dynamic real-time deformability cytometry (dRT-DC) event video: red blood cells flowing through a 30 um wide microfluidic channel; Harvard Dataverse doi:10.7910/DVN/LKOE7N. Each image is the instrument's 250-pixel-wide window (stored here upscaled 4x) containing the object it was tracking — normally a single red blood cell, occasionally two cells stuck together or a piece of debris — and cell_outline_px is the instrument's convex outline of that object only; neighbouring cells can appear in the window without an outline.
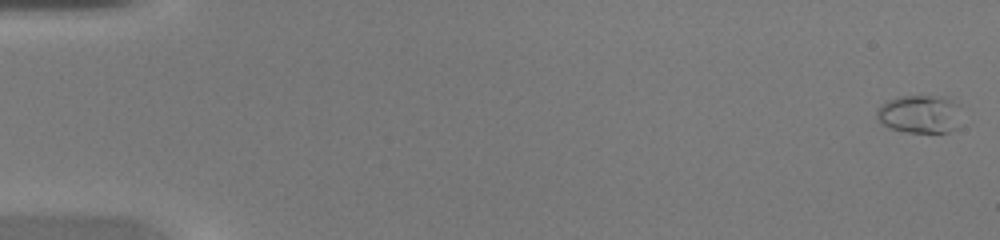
{"species": "common noctule bat (a hibernating species)", "species_latin": "Nyctalus noctula", "temperature_condition": "warm", "stored_images_in_passage": 14, "camera_frame_rate_fps": 3000, "um_per_image_px": 0.085, "animal": {"sex": "female", "body_mass_g": 20.0, "forearm_length_mm": 54.0}, "frame": {"image": 1, "passage_image": 1, "time_ms": 0.0, "image_size_px": [1000, 240], "cell_outline_px": [[960, 104], [956, 128], [948, 132], [908, 132], [892, 128], [884, 124], [876, 116], [876, 108], [888, 100], [900, 96], [948, 96]], "centroid_in_image_um": [78.19, 9.67], "position_along_channel_um": 6.8, "area_um2": 18.79}}
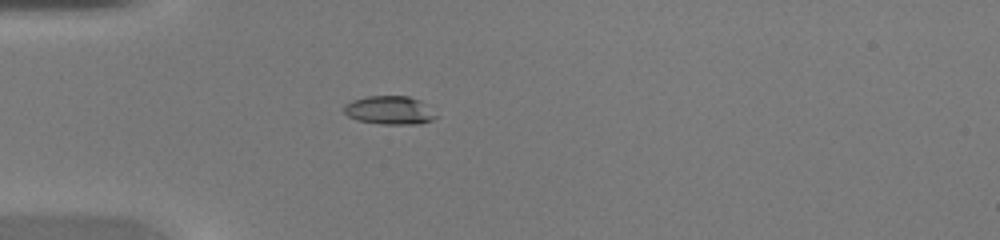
{"frame": {"image": 2, "passage_image": 14, "time_ms": 4.333, "image_size_px": [1000, 240], "cell_outline_px": [[440, 116], [432, 120], [420, 124], [384, 124], [356, 120], [348, 116], [344, 112], [344, 104], [352, 100], [368, 96], [408, 96], [420, 100]], "centroid_in_image_um": [33.13, 9.37], "position_along_channel_um": 51.9, "area_um2": 15.37}}